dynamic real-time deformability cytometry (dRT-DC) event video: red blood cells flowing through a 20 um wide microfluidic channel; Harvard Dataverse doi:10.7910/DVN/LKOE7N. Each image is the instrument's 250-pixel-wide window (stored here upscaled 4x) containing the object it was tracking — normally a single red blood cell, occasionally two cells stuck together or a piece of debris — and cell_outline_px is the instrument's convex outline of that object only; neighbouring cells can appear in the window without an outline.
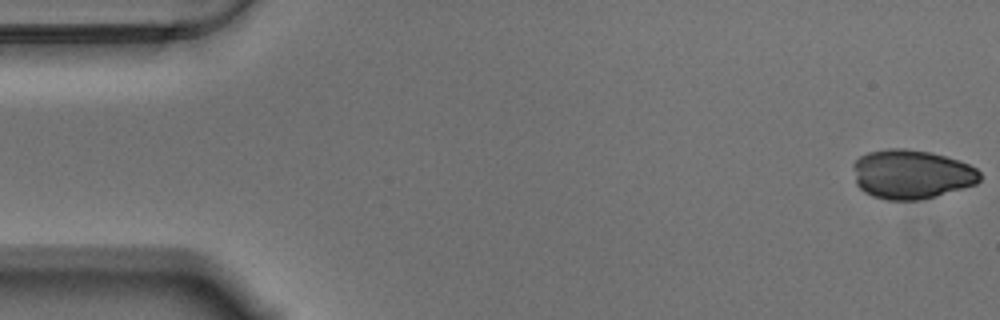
{"species": "Egyptian fruit bat (a non-hibernating species)", "species_latin": "Rousettus aegyptiacus", "temperature_condition": "warm", "stored_images_in_passage": 56, "camera_frame_rate_fps": 3000, "um_per_image_px": 0.085, "animal": {"sex": "male"}, "frame": {"image": 1, "passage_image": 1, "time_ms": 0.0, "image_size_px": [1000, 320], "cell_outline_px": [[980, 180], [976, 184], [936, 196], [920, 200], [888, 200], [872, 196], [864, 192], [856, 184], [852, 164], [860, 156], [868, 152], [888, 148], [904, 148], [932, 152], [960, 160], [976, 168], [980, 172]], "centroid_in_image_um": [77.46, 14.8], "position_along_channel_um": 7.5, "area_um2": 36.59}}